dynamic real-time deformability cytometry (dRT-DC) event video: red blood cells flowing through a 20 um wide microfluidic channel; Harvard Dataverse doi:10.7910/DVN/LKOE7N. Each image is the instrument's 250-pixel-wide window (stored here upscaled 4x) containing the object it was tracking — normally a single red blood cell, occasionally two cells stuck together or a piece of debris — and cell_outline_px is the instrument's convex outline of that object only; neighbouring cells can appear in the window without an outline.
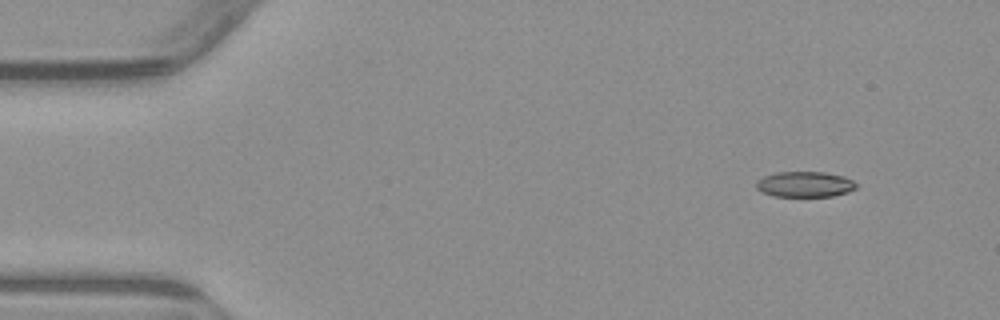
{"species": "common noctule bat (a hibernating species)", "species_latin": "Nyctalus noctula", "temperature_condition": "warm", "stored_images_in_passage": 4, "camera_frame_rate_fps": 3000, "um_per_image_px": 0.085, "animal": {"sex": "male", "body_mass_g": 23.1, "forearm_length_mm": 52.7}, "frame": {"image": 1, "passage_image": 1, "time_ms": 0.0, "image_size_px": [1000, 320], "cell_outline_px": [[856, 188], [848, 192], [832, 196], [772, 196], [760, 192], [756, 188], [756, 180], [764, 176], [776, 172], [824, 172], [844, 176], [852, 180], [856, 184]], "centroid_in_image_um": [68.37, 15.66], "position_along_channel_um": 16.6, "area_um2": 14.97}}
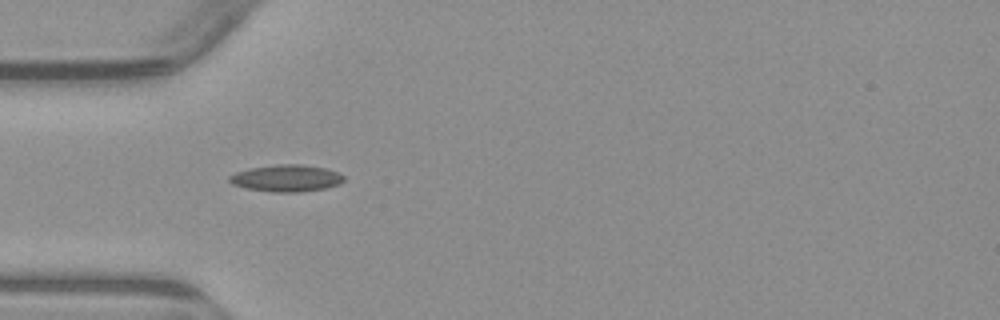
{"frame": {"image": 2, "passage_image": 4, "time_ms": 3.667, "image_size_px": [1000, 320], "cell_outline_px": [[344, 180], [340, 184], [324, 188], [300, 192], [272, 192], [244, 188], [232, 184], [228, 180], [228, 176], [236, 172], [248, 168], [276, 164], [300, 164], [324, 168], [336, 172], [344, 176]], "centroid_in_image_um": [24.29, 15.15], "position_along_channel_um": 60.7, "area_um2": 17.98}}